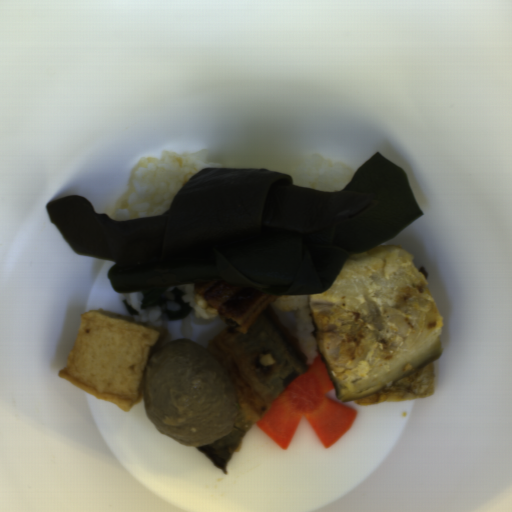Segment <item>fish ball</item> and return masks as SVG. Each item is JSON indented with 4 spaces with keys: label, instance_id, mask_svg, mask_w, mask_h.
Segmentation results:
<instances>
[{
    "label": "fish ball",
    "instance_id": "obj_1",
    "mask_svg": "<svg viewBox=\"0 0 512 512\" xmlns=\"http://www.w3.org/2000/svg\"><path fill=\"white\" fill-rule=\"evenodd\" d=\"M164 333L112 311L81 314L76 336L58 378L96 399L131 410L142 398L145 366Z\"/></svg>",
    "mask_w": 512,
    "mask_h": 512
}]
</instances>
